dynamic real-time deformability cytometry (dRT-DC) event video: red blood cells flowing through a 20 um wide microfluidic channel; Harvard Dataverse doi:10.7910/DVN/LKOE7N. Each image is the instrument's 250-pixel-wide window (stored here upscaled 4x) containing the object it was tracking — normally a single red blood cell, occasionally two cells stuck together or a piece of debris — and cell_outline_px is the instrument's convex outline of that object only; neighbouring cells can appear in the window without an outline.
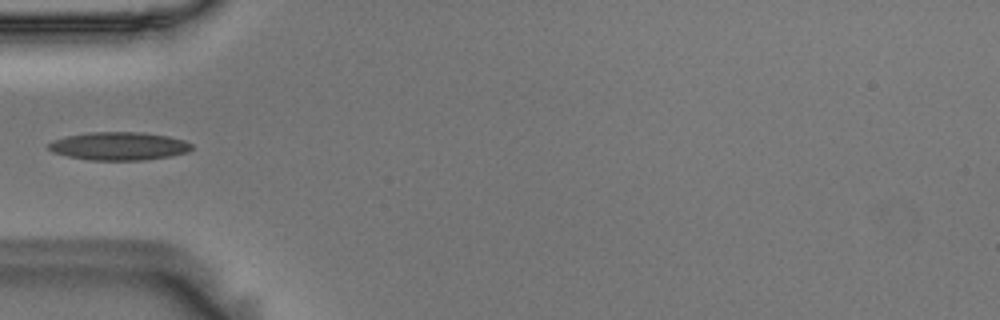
{"species": "Egyptian fruit bat (a non-hibernating species)", "species_latin": "Rousettus aegyptiacus", "temperature_condition": "room temperature", "stored_images_in_passage": 38, "camera_frame_rate_fps": 3000, "um_per_image_px": 0.085, "animal": {"sex": "male"}, "frame": {"image": 1, "passage_image": 1, "time_ms": 0.0, "image_size_px": [1000, 320], "cell_outline_px": [[192, 148], [188, 152], [168, 156], [144, 160], [88, 160], [68, 156], [52, 152], [48, 148], [48, 144], [56, 140], [68, 136], [92, 132], [144, 132], [168, 136], [184, 140], [192, 144]], "centroid_in_image_um": [10.14, 12.42], "position_along_channel_um": 74.9, "area_um2": 23.29}}
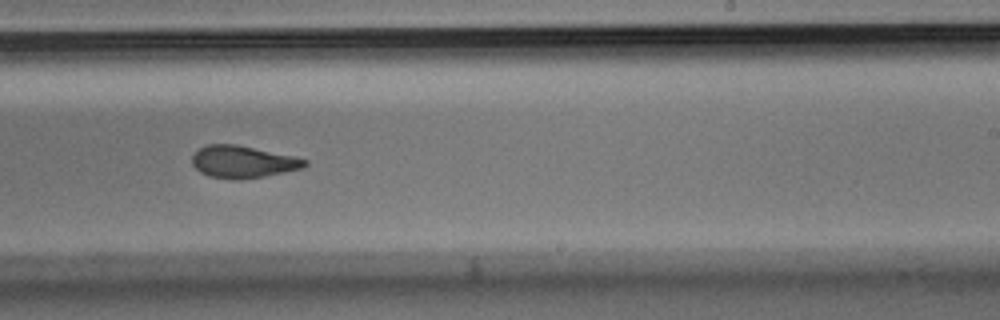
{"frame": {"image": 2, "passage_image": 17, "time_ms": 5.333, "image_size_px": [1000, 320], "cell_outline_px": [[308, 164], [304, 168], [264, 176], [240, 180], [236, 180], [208, 176], [200, 172], [192, 164], [192, 156], [200, 148], [208, 144], [236, 144], [292, 156], [308, 160]], "centroid_in_image_um": [20.64, 13.76], "position_along_channel_um": 268.4, "area_um2": 21.04}}
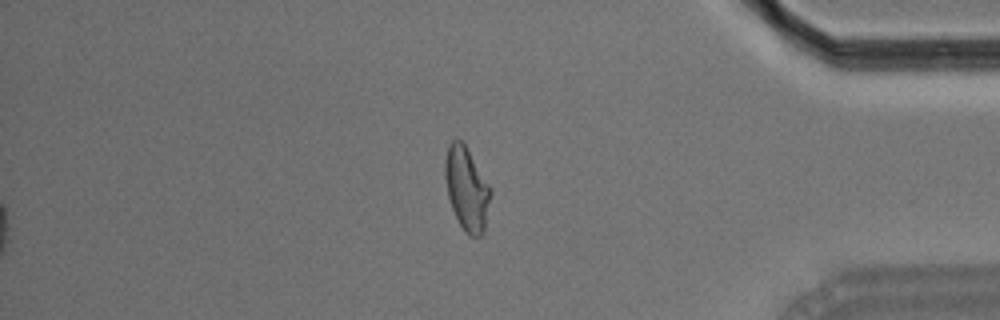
{"frame": {"image": 3, "passage_image": 30, "time_ms": 9.667, "image_size_px": [1000, 320], "cell_outline_px": [[492, 192], [484, 232], [480, 236], [468, 236], [464, 232], [452, 208], [448, 196], [444, 176], [444, 160], [448, 144], [456, 136], [464, 144], [492, 188]], "centroid_in_image_um": [39.67, 16.03], "position_along_channel_um": 395.5, "area_um2": 22.37}}